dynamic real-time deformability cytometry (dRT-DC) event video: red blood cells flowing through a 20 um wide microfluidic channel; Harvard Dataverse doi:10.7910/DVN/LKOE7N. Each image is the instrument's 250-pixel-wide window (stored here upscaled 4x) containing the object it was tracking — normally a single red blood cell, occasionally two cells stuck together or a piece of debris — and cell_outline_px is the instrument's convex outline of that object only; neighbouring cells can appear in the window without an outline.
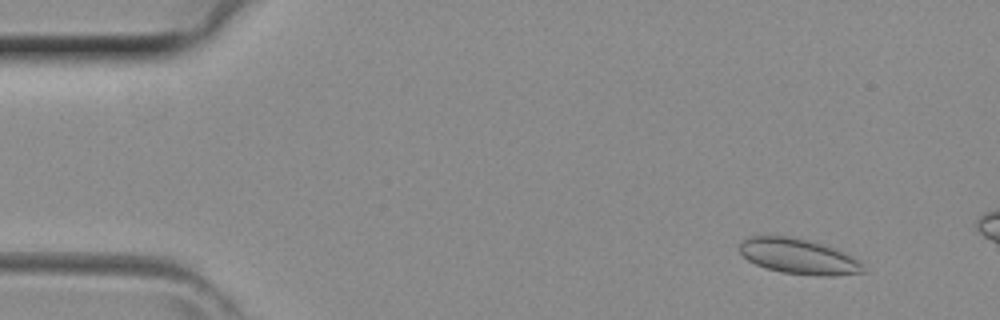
{"species": "common noctule bat (a hibernating species)", "species_latin": "Nyctalus noctula", "temperature_condition": "room temperature", "stored_images_in_passage": 8, "camera_frame_rate_fps": 3000, "um_per_image_px": 0.085, "animal": {"sex": "female", "body_mass_g": 29.2, "forearm_length_mm": 56.3}, "frame": {"image": 1, "passage_image": 1, "time_ms": 0.0, "image_size_px": [1000, 320], "cell_outline_px": [[864, 272], [832, 276], [820, 276], [780, 272], [764, 268], [748, 260], [740, 252], [740, 244], [744, 240], [752, 236], [784, 236], [808, 240], [832, 248], [856, 260], [860, 264]], "centroid_in_image_um": [67.8, 21.81], "position_along_channel_um": 17.2, "area_um2": 24.74}}